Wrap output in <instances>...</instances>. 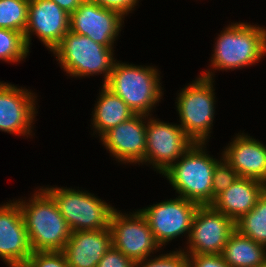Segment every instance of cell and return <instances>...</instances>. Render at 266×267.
<instances>
[{
    "mask_svg": "<svg viewBox=\"0 0 266 267\" xmlns=\"http://www.w3.org/2000/svg\"><path fill=\"white\" fill-rule=\"evenodd\" d=\"M209 68L202 77L215 79V71H234L258 64L266 56V27L231 22L215 38Z\"/></svg>",
    "mask_w": 266,
    "mask_h": 267,
    "instance_id": "1",
    "label": "cell"
},
{
    "mask_svg": "<svg viewBox=\"0 0 266 267\" xmlns=\"http://www.w3.org/2000/svg\"><path fill=\"white\" fill-rule=\"evenodd\" d=\"M30 197L16 200L21 207L33 252L62 251L72 231L60 214L54 198L41 186L38 190L36 187Z\"/></svg>",
    "mask_w": 266,
    "mask_h": 267,
    "instance_id": "2",
    "label": "cell"
},
{
    "mask_svg": "<svg viewBox=\"0 0 266 267\" xmlns=\"http://www.w3.org/2000/svg\"><path fill=\"white\" fill-rule=\"evenodd\" d=\"M160 74V70L153 65H135L116 60L105 86L136 114L149 116L153 115L151 112L164 95Z\"/></svg>",
    "mask_w": 266,
    "mask_h": 267,
    "instance_id": "3",
    "label": "cell"
},
{
    "mask_svg": "<svg viewBox=\"0 0 266 267\" xmlns=\"http://www.w3.org/2000/svg\"><path fill=\"white\" fill-rule=\"evenodd\" d=\"M207 143L193 145L164 173L169 184L179 197L199 205L212 204L213 171L220 158H213L206 147Z\"/></svg>",
    "mask_w": 266,
    "mask_h": 267,
    "instance_id": "4",
    "label": "cell"
},
{
    "mask_svg": "<svg viewBox=\"0 0 266 267\" xmlns=\"http://www.w3.org/2000/svg\"><path fill=\"white\" fill-rule=\"evenodd\" d=\"M114 51L87 36L68 31L52 54L67 76L80 79L103 74L102 85H105L117 60Z\"/></svg>",
    "mask_w": 266,
    "mask_h": 267,
    "instance_id": "5",
    "label": "cell"
},
{
    "mask_svg": "<svg viewBox=\"0 0 266 267\" xmlns=\"http://www.w3.org/2000/svg\"><path fill=\"white\" fill-rule=\"evenodd\" d=\"M214 81L198 75L177 93L179 126L194 143L208 144L211 137L217 102Z\"/></svg>",
    "mask_w": 266,
    "mask_h": 267,
    "instance_id": "6",
    "label": "cell"
},
{
    "mask_svg": "<svg viewBox=\"0 0 266 267\" xmlns=\"http://www.w3.org/2000/svg\"><path fill=\"white\" fill-rule=\"evenodd\" d=\"M42 187L54 198L72 232L109 228L110 215L115 207L94 193L67 186Z\"/></svg>",
    "mask_w": 266,
    "mask_h": 267,
    "instance_id": "7",
    "label": "cell"
},
{
    "mask_svg": "<svg viewBox=\"0 0 266 267\" xmlns=\"http://www.w3.org/2000/svg\"><path fill=\"white\" fill-rule=\"evenodd\" d=\"M109 229L112 246L134 263L154 256L162 249L138 209L126 214L115 208L110 215Z\"/></svg>",
    "mask_w": 266,
    "mask_h": 267,
    "instance_id": "8",
    "label": "cell"
},
{
    "mask_svg": "<svg viewBox=\"0 0 266 267\" xmlns=\"http://www.w3.org/2000/svg\"><path fill=\"white\" fill-rule=\"evenodd\" d=\"M198 207L199 204L176 196L138 210L147 220L156 242L164 248L181 235L188 240Z\"/></svg>",
    "mask_w": 266,
    "mask_h": 267,
    "instance_id": "9",
    "label": "cell"
},
{
    "mask_svg": "<svg viewBox=\"0 0 266 267\" xmlns=\"http://www.w3.org/2000/svg\"><path fill=\"white\" fill-rule=\"evenodd\" d=\"M145 160L156 173H164L193 145V141L177 123H166L147 115Z\"/></svg>",
    "mask_w": 266,
    "mask_h": 267,
    "instance_id": "10",
    "label": "cell"
},
{
    "mask_svg": "<svg viewBox=\"0 0 266 267\" xmlns=\"http://www.w3.org/2000/svg\"><path fill=\"white\" fill-rule=\"evenodd\" d=\"M235 230V222L212 205H199L190 231L186 254H221Z\"/></svg>",
    "mask_w": 266,
    "mask_h": 267,
    "instance_id": "11",
    "label": "cell"
},
{
    "mask_svg": "<svg viewBox=\"0 0 266 267\" xmlns=\"http://www.w3.org/2000/svg\"><path fill=\"white\" fill-rule=\"evenodd\" d=\"M36 95L26 87L0 81V131L32 137L38 113Z\"/></svg>",
    "mask_w": 266,
    "mask_h": 267,
    "instance_id": "12",
    "label": "cell"
},
{
    "mask_svg": "<svg viewBox=\"0 0 266 267\" xmlns=\"http://www.w3.org/2000/svg\"><path fill=\"white\" fill-rule=\"evenodd\" d=\"M124 20L125 17L114 10L106 9L91 0H83L70 14L69 31L87 36L108 48H115Z\"/></svg>",
    "mask_w": 266,
    "mask_h": 267,
    "instance_id": "13",
    "label": "cell"
},
{
    "mask_svg": "<svg viewBox=\"0 0 266 267\" xmlns=\"http://www.w3.org/2000/svg\"><path fill=\"white\" fill-rule=\"evenodd\" d=\"M70 29V14L52 0H29L28 22L24 39L28 50L33 36L50 52L60 43Z\"/></svg>",
    "mask_w": 266,
    "mask_h": 267,
    "instance_id": "14",
    "label": "cell"
},
{
    "mask_svg": "<svg viewBox=\"0 0 266 267\" xmlns=\"http://www.w3.org/2000/svg\"><path fill=\"white\" fill-rule=\"evenodd\" d=\"M147 115L135 114L105 132L99 142L110 156L122 164H140L145 160Z\"/></svg>",
    "mask_w": 266,
    "mask_h": 267,
    "instance_id": "15",
    "label": "cell"
},
{
    "mask_svg": "<svg viewBox=\"0 0 266 267\" xmlns=\"http://www.w3.org/2000/svg\"><path fill=\"white\" fill-rule=\"evenodd\" d=\"M32 253L18 201L0 204V259L8 267H23Z\"/></svg>",
    "mask_w": 266,
    "mask_h": 267,
    "instance_id": "16",
    "label": "cell"
},
{
    "mask_svg": "<svg viewBox=\"0 0 266 267\" xmlns=\"http://www.w3.org/2000/svg\"><path fill=\"white\" fill-rule=\"evenodd\" d=\"M223 158L239 177L251 178L266 184V144L238 132L222 151Z\"/></svg>",
    "mask_w": 266,
    "mask_h": 267,
    "instance_id": "17",
    "label": "cell"
},
{
    "mask_svg": "<svg viewBox=\"0 0 266 267\" xmlns=\"http://www.w3.org/2000/svg\"><path fill=\"white\" fill-rule=\"evenodd\" d=\"M111 246L112 236L109 228L75 231L71 233L62 252L69 267H97Z\"/></svg>",
    "mask_w": 266,
    "mask_h": 267,
    "instance_id": "18",
    "label": "cell"
},
{
    "mask_svg": "<svg viewBox=\"0 0 266 267\" xmlns=\"http://www.w3.org/2000/svg\"><path fill=\"white\" fill-rule=\"evenodd\" d=\"M265 191V183L239 177L228 189L218 195L211 205L236 222L255 207Z\"/></svg>",
    "mask_w": 266,
    "mask_h": 267,
    "instance_id": "19",
    "label": "cell"
},
{
    "mask_svg": "<svg viewBox=\"0 0 266 267\" xmlns=\"http://www.w3.org/2000/svg\"><path fill=\"white\" fill-rule=\"evenodd\" d=\"M91 117L93 134L100 138L105 132L130 119L136 113L105 85L100 86Z\"/></svg>",
    "mask_w": 266,
    "mask_h": 267,
    "instance_id": "20",
    "label": "cell"
},
{
    "mask_svg": "<svg viewBox=\"0 0 266 267\" xmlns=\"http://www.w3.org/2000/svg\"><path fill=\"white\" fill-rule=\"evenodd\" d=\"M221 255L230 267H257L266 261V246L234 230Z\"/></svg>",
    "mask_w": 266,
    "mask_h": 267,
    "instance_id": "21",
    "label": "cell"
},
{
    "mask_svg": "<svg viewBox=\"0 0 266 267\" xmlns=\"http://www.w3.org/2000/svg\"><path fill=\"white\" fill-rule=\"evenodd\" d=\"M235 230L266 246V191L255 207L235 222Z\"/></svg>",
    "mask_w": 266,
    "mask_h": 267,
    "instance_id": "22",
    "label": "cell"
},
{
    "mask_svg": "<svg viewBox=\"0 0 266 267\" xmlns=\"http://www.w3.org/2000/svg\"><path fill=\"white\" fill-rule=\"evenodd\" d=\"M29 54L22 32L0 28V61L17 64L24 61Z\"/></svg>",
    "mask_w": 266,
    "mask_h": 267,
    "instance_id": "23",
    "label": "cell"
},
{
    "mask_svg": "<svg viewBox=\"0 0 266 267\" xmlns=\"http://www.w3.org/2000/svg\"><path fill=\"white\" fill-rule=\"evenodd\" d=\"M29 0H0V28L22 32L28 22Z\"/></svg>",
    "mask_w": 266,
    "mask_h": 267,
    "instance_id": "24",
    "label": "cell"
},
{
    "mask_svg": "<svg viewBox=\"0 0 266 267\" xmlns=\"http://www.w3.org/2000/svg\"><path fill=\"white\" fill-rule=\"evenodd\" d=\"M238 178V173L223 158L221 153L220 160L216 163L213 171L212 203L218 195L228 189Z\"/></svg>",
    "mask_w": 266,
    "mask_h": 267,
    "instance_id": "25",
    "label": "cell"
},
{
    "mask_svg": "<svg viewBox=\"0 0 266 267\" xmlns=\"http://www.w3.org/2000/svg\"><path fill=\"white\" fill-rule=\"evenodd\" d=\"M169 252L138 261L135 263V267H189L187 254L180 247Z\"/></svg>",
    "mask_w": 266,
    "mask_h": 267,
    "instance_id": "26",
    "label": "cell"
},
{
    "mask_svg": "<svg viewBox=\"0 0 266 267\" xmlns=\"http://www.w3.org/2000/svg\"><path fill=\"white\" fill-rule=\"evenodd\" d=\"M23 267H69L62 251H36Z\"/></svg>",
    "mask_w": 266,
    "mask_h": 267,
    "instance_id": "27",
    "label": "cell"
},
{
    "mask_svg": "<svg viewBox=\"0 0 266 267\" xmlns=\"http://www.w3.org/2000/svg\"><path fill=\"white\" fill-rule=\"evenodd\" d=\"M189 267H230L221 254H187Z\"/></svg>",
    "mask_w": 266,
    "mask_h": 267,
    "instance_id": "28",
    "label": "cell"
},
{
    "mask_svg": "<svg viewBox=\"0 0 266 267\" xmlns=\"http://www.w3.org/2000/svg\"><path fill=\"white\" fill-rule=\"evenodd\" d=\"M97 267H135V263L122 252L111 246Z\"/></svg>",
    "mask_w": 266,
    "mask_h": 267,
    "instance_id": "29",
    "label": "cell"
},
{
    "mask_svg": "<svg viewBox=\"0 0 266 267\" xmlns=\"http://www.w3.org/2000/svg\"><path fill=\"white\" fill-rule=\"evenodd\" d=\"M98 5L114 10L118 13H120L123 17H127L128 14L132 13V11H135V6L138 5L140 0H91Z\"/></svg>",
    "mask_w": 266,
    "mask_h": 267,
    "instance_id": "30",
    "label": "cell"
},
{
    "mask_svg": "<svg viewBox=\"0 0 266 267\" xmlns=\"http://www.w3.org/2000/svg\"><path fill=\"white\" fill-rule=\"evenodd\" d=\"M60 6L65 12L71 14L74 12L83 0H52Z\"/></svg>",
    "mask_w": 266,
    "mask_h": 267,
    "instance_id": "31",
    "label": "cell"
},
{
    "mask_svg": "<svg viewBox=\"0 0 266 267\" xmlns=\"http://www.w3.org/2000/svg\"><path fill=\"white\" fill-rule=\"evenodd\" d=\"M257 267H266V261L263 264H261L260 266H257Z\"/></svg>",
    "mask_w": 266,
    "mask_h": 267,
    "instance_id": "32",
    "label": "cell"
}]
</instances>
